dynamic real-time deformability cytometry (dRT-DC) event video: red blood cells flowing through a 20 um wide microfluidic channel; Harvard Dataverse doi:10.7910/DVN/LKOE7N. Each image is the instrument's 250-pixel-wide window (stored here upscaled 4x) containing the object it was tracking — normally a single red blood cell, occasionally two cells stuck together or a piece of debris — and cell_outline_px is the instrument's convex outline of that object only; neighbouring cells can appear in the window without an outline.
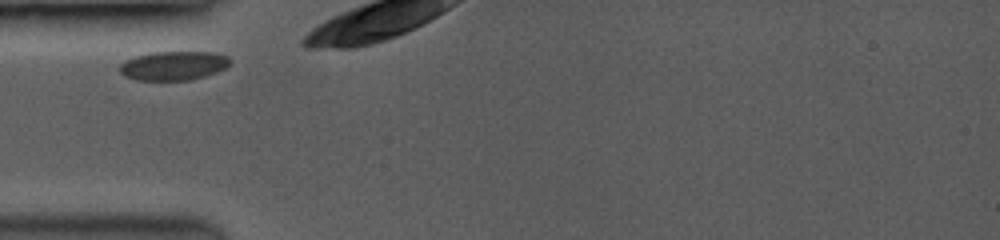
{"species": "common noctule bat (a hibernating species)", "species_latin": "Nyctalus noctula", "temperature_condition": "room temperature", "stored_images_in_passage": 6, "camera_frame_rate_fps": 3500, "um_per_image_px": 0.085, "animal": {"sex": "female", "body_mass_g": 19.0, "forearm_length_mm": 53.3}, "frame": {"image": 1, "passage_image": 1, "time_ms": 0.0, "image_size_px": [1000, 240], "cell_outline_px": [[232, 60], [224, 68], [216, 72], [204, 76], [188, 80], [136, 80], [124, 76], [120, 72], [120, 64], [124, 60], [136, 56], [152, 52], [212, 52], [228, 56]], "centroid_in_image_um": [14.72, 5.58], "position_along_channel_um": 70.3, "area_um2": 18.61}}